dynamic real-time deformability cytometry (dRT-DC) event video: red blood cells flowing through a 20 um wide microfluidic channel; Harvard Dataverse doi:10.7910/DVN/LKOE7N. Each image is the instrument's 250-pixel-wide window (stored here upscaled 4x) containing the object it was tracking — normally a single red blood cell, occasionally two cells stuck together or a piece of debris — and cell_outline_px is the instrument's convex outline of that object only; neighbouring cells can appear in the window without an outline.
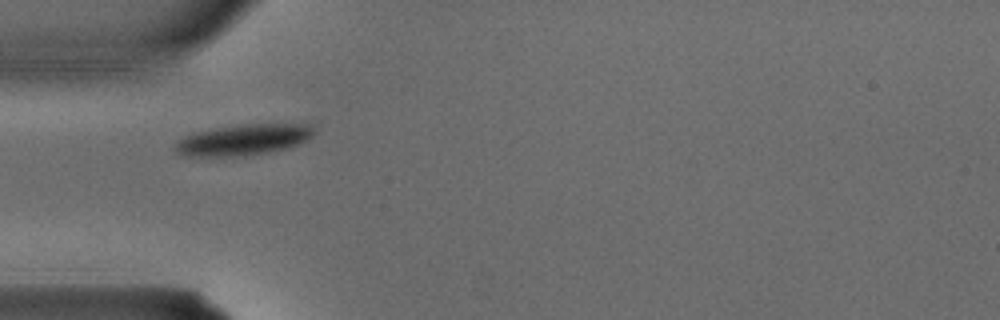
{"species": "common noctule bat (a hibernating species)", "species_latin": "Nyctalus noctula", "temperature_condition": "warm", "stored_images_in_passage": 1, "camera_frame_rate_fps": 3000, "um_per_image_px": 0.085, "animal": {"sex": "male", "body_mass_g": 15.6}, "frame": {"image": 1, "passage_image": 1, "time_ms": 0.0, "image_size_px": [1000, 320], "cell_outline_px": [[316, 132], [308, 140], [300, 144], [288, 148], [268, 152], [244, 156], [184, 156], [176, 152], [172, 148], [176, 140], [192, 132], [216, 128], [244, 124], [312, 124], [316, 128]], "centroid_in_image_um": [20.69, 11.88], "position_along_channel_um": 64.3, "area_um2": 25.49}}